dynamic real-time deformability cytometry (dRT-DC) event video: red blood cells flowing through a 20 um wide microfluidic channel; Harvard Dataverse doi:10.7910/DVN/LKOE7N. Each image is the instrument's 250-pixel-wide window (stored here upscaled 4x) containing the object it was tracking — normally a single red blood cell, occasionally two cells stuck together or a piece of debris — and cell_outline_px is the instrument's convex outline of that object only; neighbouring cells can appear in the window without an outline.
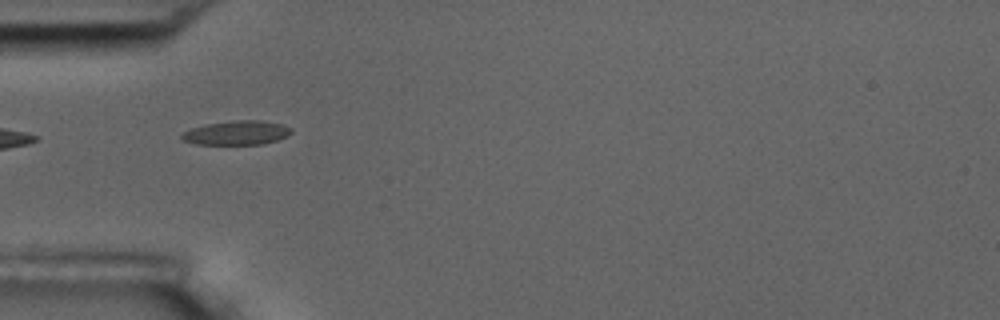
{"species": "common noctule bat (a hibernating species)", "species_latin": "Nyctalus noctula", "temperature_condition": "room temperature", "stored_images_in_passage": 6, "camera_frame_rate_fps": 3000, "um_per_image_px": 0.085, "animal": {"sex": "male", "body_mass_g": 17.5, "forearm_length_mm": 52.3}, "frame": {"image": 1, "passage_image": 5, "time_ms": 4.667, "image_size_px": [1000, 320], "cell_outline_px": [[292, 132], [288, 136], [264, 144], [196, 144], [184, 140], [180, 136], [184, 132], [192, 128], [204, 124], [232, 120], [260, 120], [280, 124], [292, 128]], "centroid_in_image_um": [20.13, 11.28], "position_along_channel_um": 64.9, "area_um2": 15.37}}